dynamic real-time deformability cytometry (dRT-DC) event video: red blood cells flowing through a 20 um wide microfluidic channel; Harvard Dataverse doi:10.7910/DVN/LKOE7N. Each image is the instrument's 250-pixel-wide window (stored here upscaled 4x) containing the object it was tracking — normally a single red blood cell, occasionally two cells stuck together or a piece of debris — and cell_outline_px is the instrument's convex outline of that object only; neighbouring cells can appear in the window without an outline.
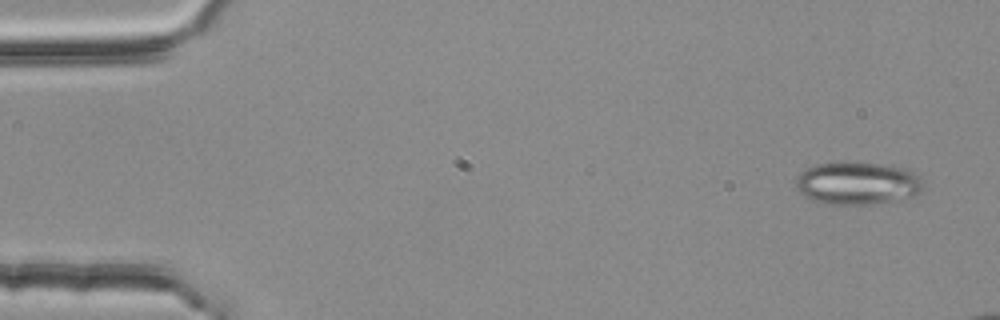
{"species": "common noctule bat (a hibernating species)", "species_latin": "Nyctalus noctula", "temperature_condition": "room temperature", "stored_images_in_passage": 4, "camera_frame_rate_fps": 3000, "um_per_image_px": 0.085, "animal": {"sex": "female", "body_mass_g": 25.1}, "frame": {"image": 1, "passage_image": 1, "time_ms": 0.0, "image_size_px": [1000, 320], "cell_outline_px": [[924, 184], [920, 192], [912, 196], [896, 200], [868, 204], [824, 204], [812, 200], [804, 196], [796, 188], [796, 180], [800, 172], [816, 164], [844, 160], [880, 164], [904, 168], [920, 176], [924, 180]], "centroid_in_image_um": [72.87, 15.55], "position_along_channel_um": 12.1, "area_um2": 32.08}}